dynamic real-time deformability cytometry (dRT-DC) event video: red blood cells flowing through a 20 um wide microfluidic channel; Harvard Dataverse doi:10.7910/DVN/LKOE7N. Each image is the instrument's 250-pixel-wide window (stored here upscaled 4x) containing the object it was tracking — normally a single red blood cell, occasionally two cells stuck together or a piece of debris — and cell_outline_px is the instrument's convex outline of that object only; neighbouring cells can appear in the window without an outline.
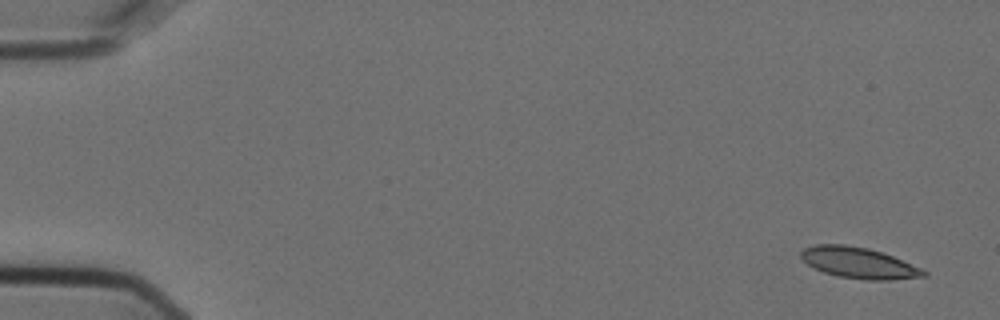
{"species": "Egyptian fruit bat (a non-hibernating species)", "species_latin": "Rousettus aegyptiacus", "temperature_condition": "cold", "stored_images_in_passage": 5, "camera_frame_rate_fps": 3000, "um_per_image_px": 0.085, "animal": {"sex": "female"}, "frame": {"image": 1, "passage_image": 1, "time_ms": 0.0, "image_size_px": [1000, 320], "cell_outline_px": [[928, 276], [892, 280], [868, 280], [840, 276], [824, 272], [812, 268], [800, 256], [800, 252], [804, 248], [816, 244], [844, 244], [868, 248], [892, 256], [920, 268], [928, 272]], "centroid_in_image_um": [72.98, 22.34], "position_along_channel_um": 12.0, "area_um2": 22.02}}
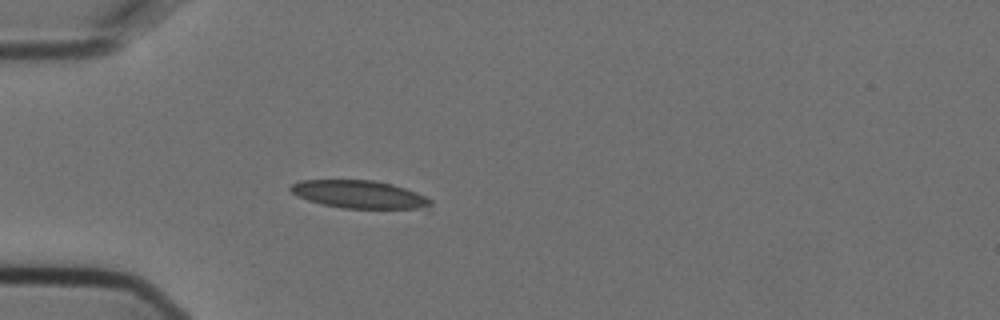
{"frame": {"image": 2, "passage_image": 4, "time_ms": 1.0, "image_size_px": [1000, 320], "cell_outline_px": [[432, 212], [428, 212], [344, 208], [324, 204], [308, 200], [292, 192], [288, 188], [292, 184], [300, 180], [372, 180], [392, 184], [416, 192], [432, 200]], "centroid_in_image_um": [30.77, 16.59], "position_along_channel_um": 54.2, "area_um2": 23.76}}